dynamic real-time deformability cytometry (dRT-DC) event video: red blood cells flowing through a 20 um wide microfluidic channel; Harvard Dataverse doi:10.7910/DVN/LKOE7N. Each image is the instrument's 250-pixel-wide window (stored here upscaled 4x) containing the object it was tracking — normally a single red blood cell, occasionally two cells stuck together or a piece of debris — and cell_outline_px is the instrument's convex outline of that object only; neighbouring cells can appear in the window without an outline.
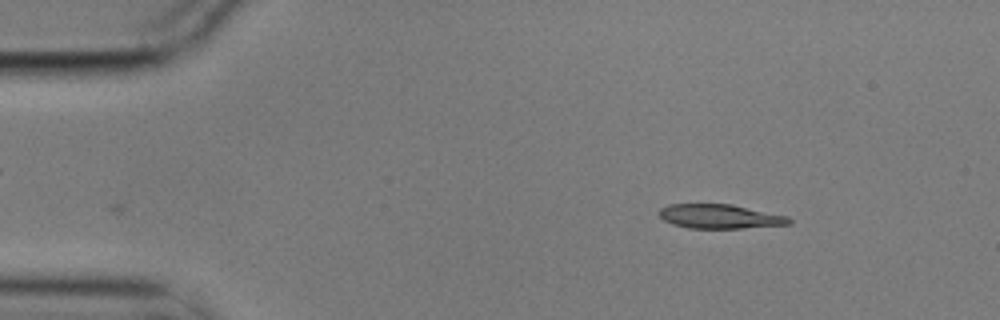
{"species": "common noctule bat (a hibernating species)", "species_latin": "Nyctalus noctula", "temperature_condition": "cold", "stored_images_in_passage": 4, "camera_frame_rate_fps": 3000, "um_per_image_px": 0.085, "animal": {"sex": "male", "body_mass_g": 17.9}, "frame": {"image": 1, "passage_image": 1, "time_ms": 0.0, "image_size_px": [1000, 320], "cell_outline_px": [[792, 224], [740, 228], [688, 228], [672, 224], [664, 220], [656, 212], [660, 208], [668, 204], [732, 204], [788, 216], [792, 220]], "centroid_in_image_um": [61.17, 18.39], "position_along_channel_um": 23.8, "area_um2": 18.44}}
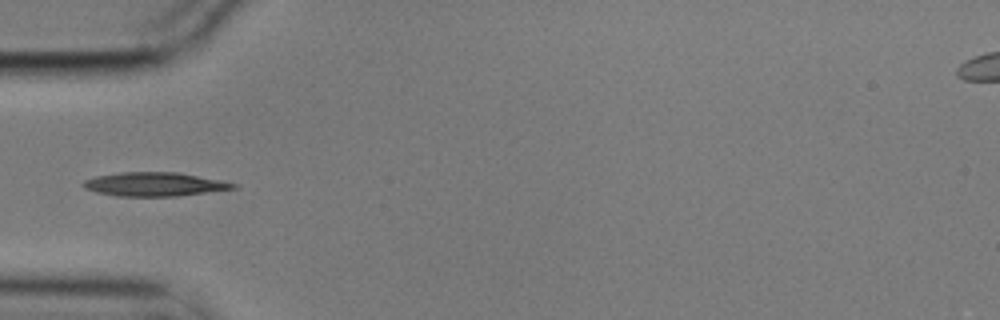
{"frame": {"image": 2, "passage_image": 4, "time_ms": 1.0, "image_size_px": [1000, 320], "cell_outline_px": [[236, 188], [176, 196], [116, 196], [96, 192], [84, 188], [80, 184], [84, 180], [96, 176], [120, 172], [176, 172], [236, 184]], "centroid_in_image_um": [13.01, 15.66], "position_along_channel_um": 72.0, "area_um2": 20.46}}